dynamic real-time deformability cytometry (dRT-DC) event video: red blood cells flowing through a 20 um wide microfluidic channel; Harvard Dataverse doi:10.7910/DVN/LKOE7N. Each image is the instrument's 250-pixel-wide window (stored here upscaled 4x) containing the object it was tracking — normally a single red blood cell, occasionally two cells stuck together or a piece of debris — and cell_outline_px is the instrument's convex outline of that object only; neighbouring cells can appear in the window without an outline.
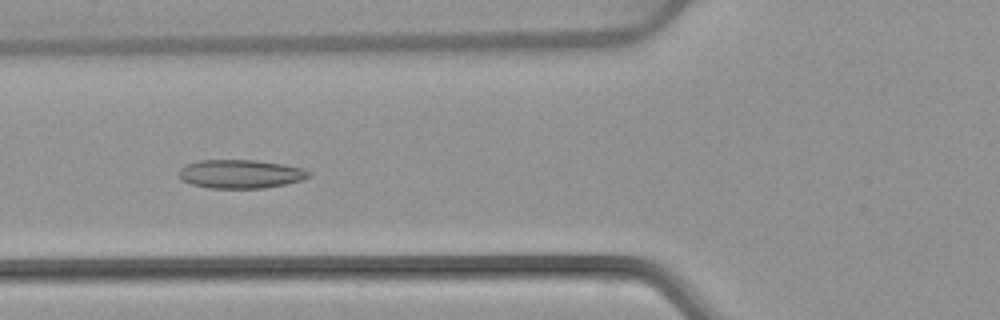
{"species": "common noctule bat (a hibernating species)", "species_latin": "Nyctalus noctula", "temperature_condition": "warm", "stored_images_in_passage": 53, "camera_frame_rate_fps": 3000, "um_per_image_px": 0.085, "animal": {"sex": "female", "body_mass_g": 22.7, "forearm_length_mm": 54.2}, "frame": {"image": 1, "passage_image": 20, "time_ms": 6.333, "image_size_px": [1000, 320], "cell_outline_px": [[312, 176], [304, 180], [264, 188], [208, 188], [192, 184], [180, 180], [180, 168], [184, 164], [200, 160], [256, 160], [284, 164], [304, 168], [312, 172]], "centroid_in_image_um": [20.48, 14.78], "position_along_channel_um": 105.3, "area_um2": 21.96}}
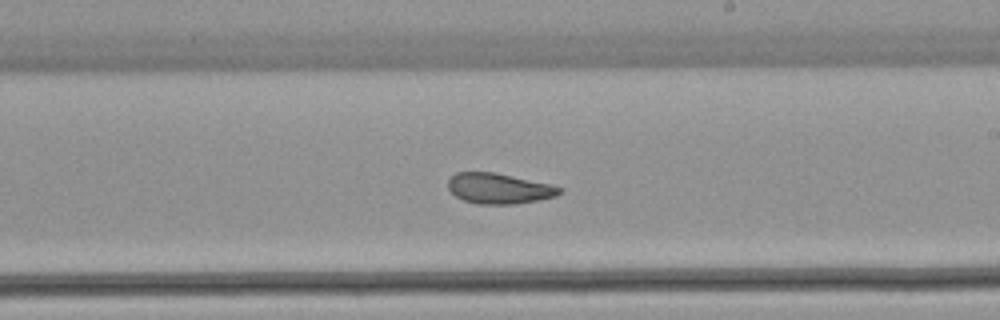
{"frame": {"image": 2, "passage_image": 31, "time_ms": 10.0, "image_size_px": [1000, 320], "cell_outline_px": [[564, 192], [556, 196], [536, 200], [512, 204], [476, 204], [464, 200], [456, 196], [448, 188], [448, 180], [456, 172], [496, 172], [552, 184], [564, 188]], "centroid_in_image_um": [42.45, 16.01], "position_along_channel_um": 246.5, "area_um2": 19.94}}
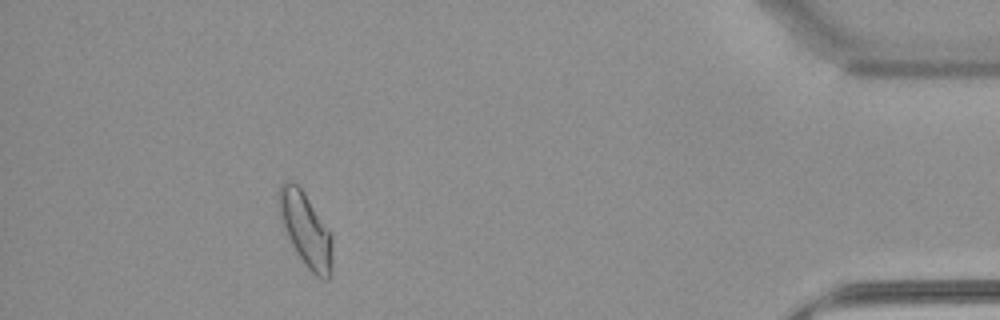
{"frame": {"image": 3, "passage_image": 48, "time_ms": 15.667, "image_size_px": [1000, 320], "cell_outline_px": [[332, 272], [328, 280], [324, 280], [316, 276], [304, 264], [296, 252], [280, 220], [280, 184], [284, 180], [292, 180], [304, 192], [328, 228], [332, 236]], "centroid_in_image_um": [26.02, 19.55], "position_along_channel_um": 409.2, "area_um2": 22.83}, "authors_computed_cell_mechanics": {"area_um2": 21.964, "velocity_mm_per_s": 3.8588, "shape_relaxation_time_tau1_ms": null, "shape_relaxation_time_tau2_ms": 3.5695, "deformation_change_tau1": null, "deformation_change_tau2": 0.0937}}